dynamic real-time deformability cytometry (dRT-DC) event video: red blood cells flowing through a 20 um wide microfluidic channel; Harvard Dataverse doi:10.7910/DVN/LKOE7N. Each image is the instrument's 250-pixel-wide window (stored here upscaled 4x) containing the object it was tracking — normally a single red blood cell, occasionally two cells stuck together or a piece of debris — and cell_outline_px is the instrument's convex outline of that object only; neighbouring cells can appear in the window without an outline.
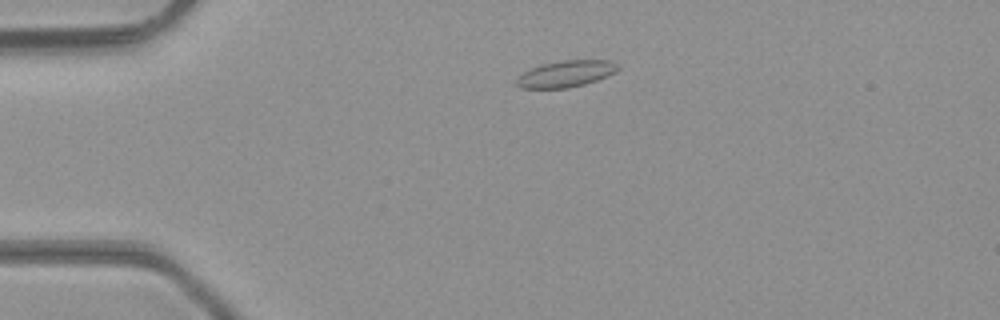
{"species": "common noctule bat (a hibernating species)", "species_latin": "Nyctalus noctula", "temperature_condition": "room temperature", "stored_images_in_passage": 39, "camera_frame_rate_fps": 3000, "um_per_image_px": 0.085, "animal": {"sex": "male", "body_mass_g": 23.1, "forearm_length_mm": 52.7}, "frame": {"image": 1, "passage_image": 2, "time_ms": 0.333, "image_size_px": [1000, 320], "cell_outline_px": [[620, 68], [616, 72], [596, 80], [584, 84], [568, 88], [520, 88], [516, 84], [516, 80], [524, 72], [540, 64], [560, 60], [612, 60], [620, 64]], "centroid_in_image_um": [48.14, 6.26], "position_along_channel_um": 36.9, "area_um2": 15.72}}
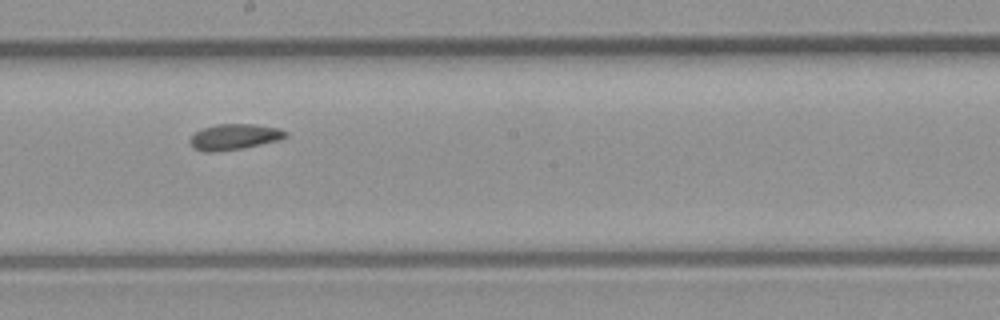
{"frame": {"image": 2, "passage_image": 18, "time_ms": 5.667, "image_size_px": [1000, 320], "cell_outline_px": [[288, 136], [276, 140], [244, 148], [220, 152], [204, 152], [192, 148], [188, 140], [196, 132], [204, 128], [216, 124], [256, 124], [280, 128], [288, 132]], "centroid_in_image_um": [19.89, 11.64], "position_along_channel_um": 228.3, "area_um2": 14.51}}
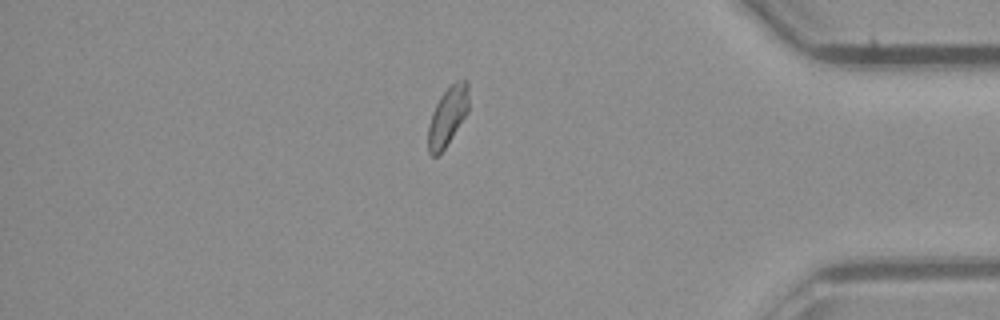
{"frame": {"image": 3, "passage_image": 32, "time_ms": 10.333, "image_size_px": [1000, 320], "cell_outline_px": [[468, 112], [444, 148], [436, 156], [432, 156], [428, 152], [428, 124], [432, 112], [440, 96], [456, 80], [468, 80]], "centroid_in_image_um": [38.04, 9.86], "position_along_channel_um": 397.2, "area_um2": 13.76}, "authors_computed_cell_mechanics": {"area_um2": 14.1032, "velocity_mm_per_s": 4.3152, "shape_relaxation_time_tau1_ms": null, "shape_relaxation_time_tau2_ms": 2.2712, "deformation_change_tau1": null, "deformation_change_tau2": 0.0647}}